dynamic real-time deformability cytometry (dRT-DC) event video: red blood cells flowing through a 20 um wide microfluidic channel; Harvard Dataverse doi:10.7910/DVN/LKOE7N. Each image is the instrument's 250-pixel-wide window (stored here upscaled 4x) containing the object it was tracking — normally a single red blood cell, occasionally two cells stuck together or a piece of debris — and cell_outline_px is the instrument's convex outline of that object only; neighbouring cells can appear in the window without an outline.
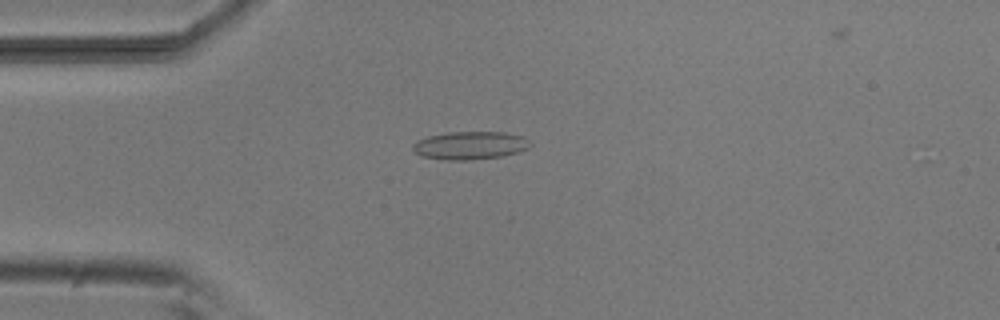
{"species": "common noctule bat (a hibernating species)", "species_latin": "Nyctalus noctula", "temperature_condition": "room temperature", "stored_images_in_passage": 3, "camera_frame_rate_fps": 3000, "um_per_image_px": 0.085, "animal": {"sex": "male", "body_mass_g": 20.5, "forearm_length_mm": 52.5}, "frame": {"image": 1, "passage_image": 2, "time_ms": 1.0, "image_size_px": [1000, 320], "cell_outline_px": [[532, 144], [528, 148], [504, 156], [468, 160], [444, 160], [420, 156], [412, 148], [412, 144], [416, 140], [428, 136], [448, 132], [504, 132], [524, 136]], "centroid_in_image_um": [39.94, 12.36], "position_along_channel_um": 45.1, "area_um2": 19.31}}